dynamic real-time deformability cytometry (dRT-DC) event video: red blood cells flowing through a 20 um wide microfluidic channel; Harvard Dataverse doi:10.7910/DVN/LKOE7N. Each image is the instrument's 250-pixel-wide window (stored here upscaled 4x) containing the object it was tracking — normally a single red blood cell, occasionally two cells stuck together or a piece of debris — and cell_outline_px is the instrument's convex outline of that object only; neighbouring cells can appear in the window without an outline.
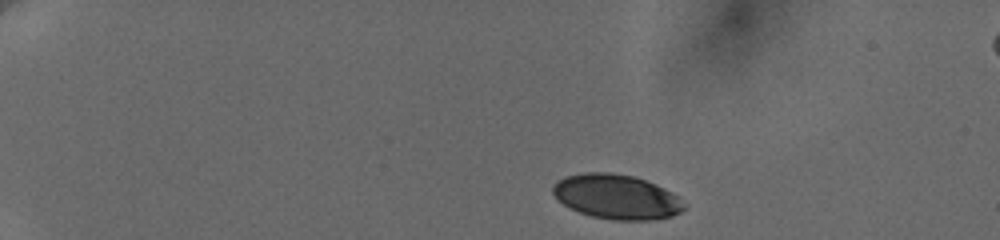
{"species": "human", "species_latin": "Homo sapiens", "temperature_condition": "cold", "stored_images_in_passage": 8, "camera_frame_rate_fps": 3000, "um_per_image_px": 0.085, "donor": {"sex": "female"}, "frame": {"image": 1, "passage_image": 1, "time_ms": 0.0, "image_size_px": [1000, 240], "cell_outline_px": [[688, 204], [680, 212], [672, 216], [652, 220], [612, 220], [592, 216], [580, 212], [564, 204], [552, 192], [552, 184], [556, 180], [564, 176], [584, 172], [612, 172], [632, 176], [656, 184], [672, 192]], "centroid_in_image_um": [52.42, 16.72], "position_along_channel_um": 32.6, "area_um2": 34.28}}
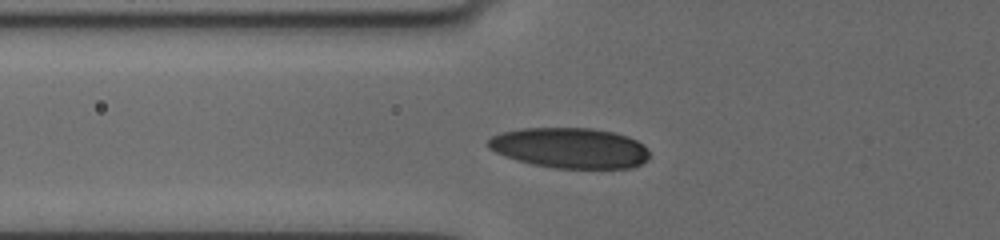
{"frame": {"image": 2, "passage_image": 6, "time_ms": 4.0, "image_size_px": [1000, 240], "cell_outline_px": [[648, 160], [632, 168], [556, 168], [532, 164], [516, 160], [504, 156], [488, 148], [488, 140], [492, 136], [500, 132], [524, 128], [592, 128], [612, 132], [628, 136], [644, 144], [648, 148]], "centroid_in_image_um": [48.45, 12.57], "position_along_channel_um": 77.4, "area_um2": 38.15}}
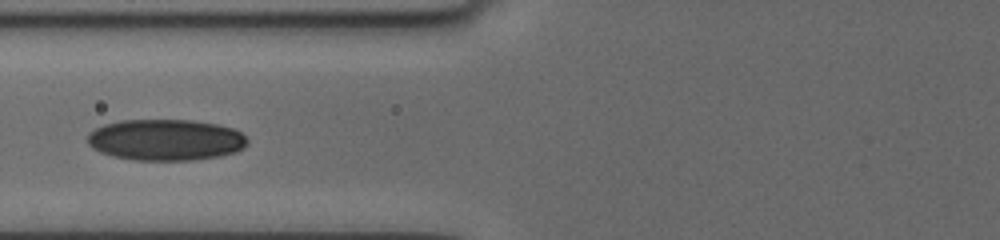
{"frame": {"image": 3, "passage_image": 7, "time_ms": 5.0, "image_size_px": [1000, 240], "cell_outline_px": [[248, 144], [244, 148], [236, 152], [220, 156], [192, 160], [132, 160], [112, 156], [100, 152], [92, 148], [88, 144], [88, 132], [104, 124], [120, 120], [192, 120], [216, 124], [232, 128], [240, 132], [248, 140]], "centroid_in_image_um": [14.07, 11.89], "position_along_channel_um": 111.7, "area_um2": 38.67}}